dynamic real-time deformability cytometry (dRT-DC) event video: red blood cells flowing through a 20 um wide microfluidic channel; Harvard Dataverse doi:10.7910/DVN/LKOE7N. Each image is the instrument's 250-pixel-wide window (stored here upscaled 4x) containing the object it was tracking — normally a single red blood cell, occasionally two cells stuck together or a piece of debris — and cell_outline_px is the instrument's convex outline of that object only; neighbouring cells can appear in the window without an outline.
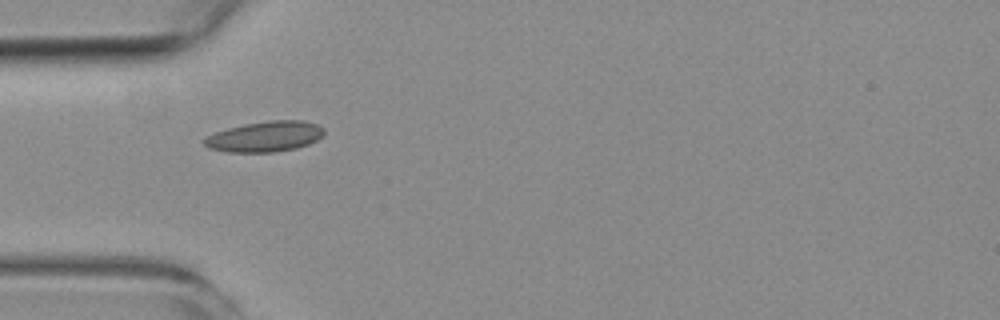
{"species": "common noctule bat (a hibernating species)", "species_latin": "Nyctalus noctula", "temperature_condition": "room temperature", "stored_images_in_passage": 11, "camera_frame_rate_fps": 3000, "um_per_image_px": 0.085, "animal": {"sex": "female", "body_mass_g": 19.3, "forearm_length_mm": 54.1}, "frame": {"image": 1, "passage_image": 1, "time_ms": 0.0, "image_size_px": [1000, 320], "cell_outline_px": [[324, 136], [308, 144], [296, 148], [272, 152], [228, 152], [208, 148], [200, 140], [204, 136], [228, 128], [244, 124], [268, 120], [304, 120], [316, 124], [324, 128]], "centroid_in_image_um": [22.5, 11.6], "position_along_channel_um": 62.5, "area_um2": 21.5}}
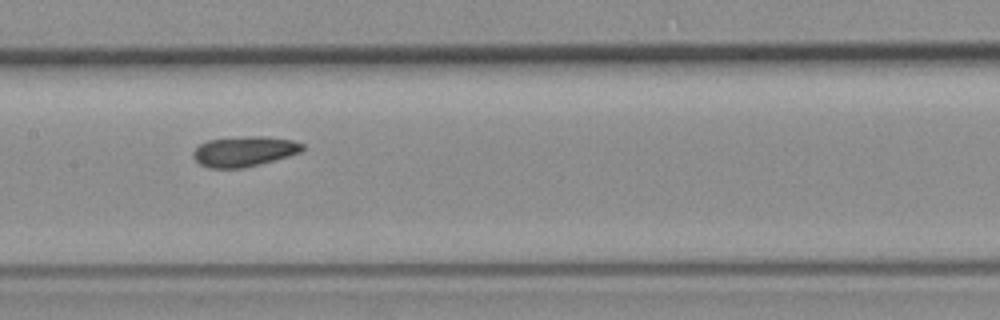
{"frame": {"image": 2, "passage_image": 4, "time_ms": 3.333, "image_size_px": [1000, 320], "cell_outline_px": [[304, 148], [300, 152], [244, 168], [208, 168], [200, 164], [192, 156], [192, 152], [200, 144], [208, 140], [248, 136], [268, 136], [292, 140], [304, 144]], "centroid_in_image_um": [20.73, 12.86], "position_along_channel_um": 186.7, "area_um2": 19.07}}
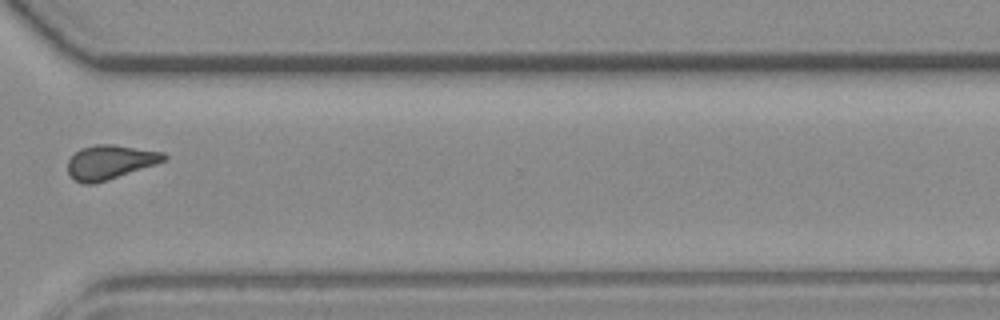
{"frame": {"image": 3, "passage_image": 8, "time_ms": 8.0, "image_size_px": [1000, 320], "cell_outline_px": [[168, 156], [164, 160], [156, 164], [108, 180], [92, 184], [84, 184], [76, 180], [68, 172], [68, 160], [80, 148], [96, 144], [112, 144], [164, 152]], "centroid_in_image_um": [9.36, 13.77], "position_along_channel_um": 361.2, "area_um2": 19.02}}